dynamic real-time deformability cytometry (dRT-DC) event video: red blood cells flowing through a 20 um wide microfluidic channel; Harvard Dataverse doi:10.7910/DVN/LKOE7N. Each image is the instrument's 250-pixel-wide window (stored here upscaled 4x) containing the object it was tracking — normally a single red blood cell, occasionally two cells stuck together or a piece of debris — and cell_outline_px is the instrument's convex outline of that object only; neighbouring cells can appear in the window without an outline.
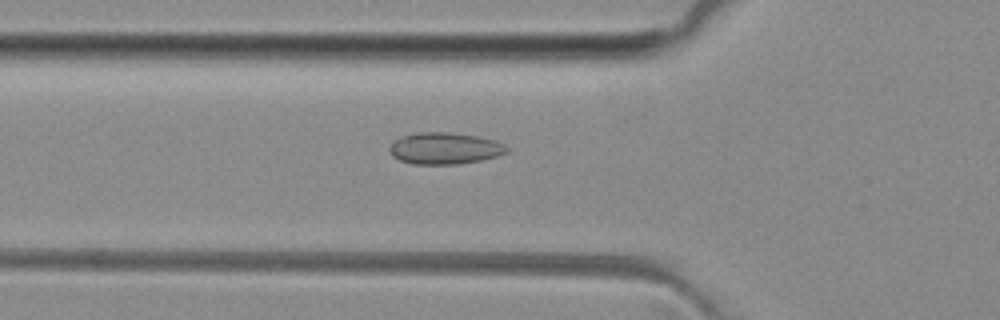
{"species": "common noctule bat (a hibernating species)", "species_latin": "Nyctalus noctula", "temperature_condition": "room temperature", "stored_images_in_passage": 46, "segment_of_instrument_passage": [1, 2], "camera_frame_rate_fps": 3000, "um_per_image_px": 0.085, "animal": {"sex": "female", "body_mass_g": 29.2, "forearm_length_mm": 56.3}, "frame": {"image": 1, "passage_image": 12, "time_ms": 3.667, "image_size_px": [1000, 320], "cell_outline_px": [[508, 152], [496, 156], [480, 160], [456, 164], [412, 164], [400, 160], [392, 156], [388, 148], [392, 140], [416, 132], [448, 132], [476, 136], [496, 140], [504, 144], [508, 148]], "centroid_in_image_um": [37.77, 12.6], "position_along_channel_um": 88.0, "area_um2": 21.68}}
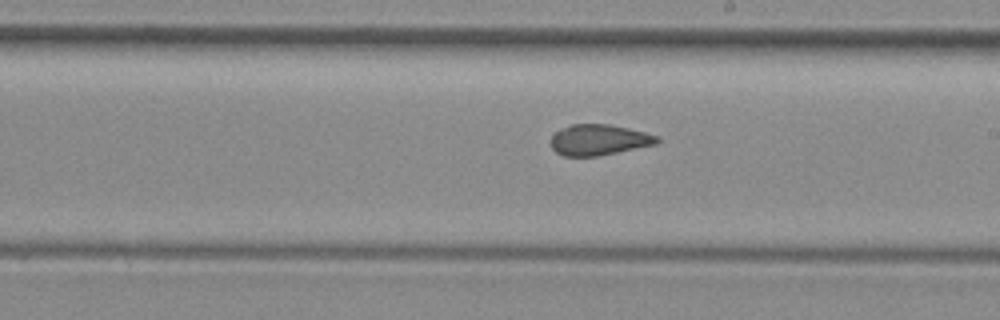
{"frame": {"image": 2, "passage_image": 23, "time_ms": 7.333, "image_size_px": [1000, 320], "cell_outline_px": [[660, 140], [656, 144], [596, 156], [564, 156], [556, 152], [552, 148], [552, 136], [560, 128], [572, 124], [608, 124], [628, 128], [660, 136]], "centroid_in_image_um": [50.91, 11.88], "position_along_channel_um": 238.1, "area_um2": 18.9}}
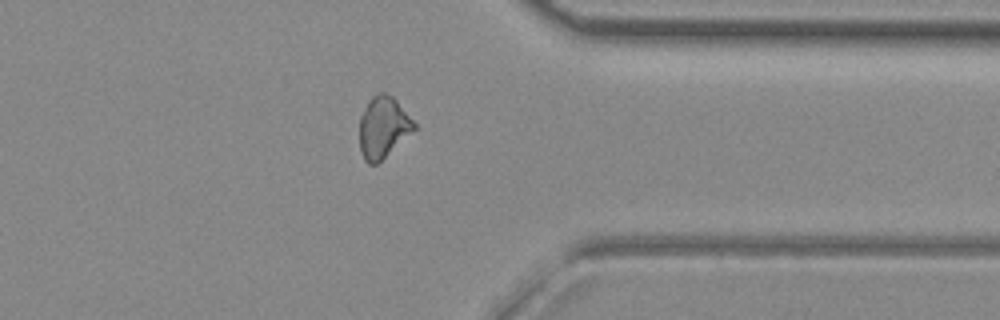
{"frame": {"image": 3, "passage_image": 34, "time_ms": 11.0, "image_size_px": [1000, 320], "cell_outline_px": [[416, 128], [376, 164], [368, 164], [364, 160], [360, 152], [360, 116], [368, 100], [372, 96], [380, 92], [384, 92], [392, 96], [396, 100], [416, 124]], "centroid_in_image_um": [32.54, 10.8], "position_along_channel_um": 378.9, "area_um2": 19.25}}